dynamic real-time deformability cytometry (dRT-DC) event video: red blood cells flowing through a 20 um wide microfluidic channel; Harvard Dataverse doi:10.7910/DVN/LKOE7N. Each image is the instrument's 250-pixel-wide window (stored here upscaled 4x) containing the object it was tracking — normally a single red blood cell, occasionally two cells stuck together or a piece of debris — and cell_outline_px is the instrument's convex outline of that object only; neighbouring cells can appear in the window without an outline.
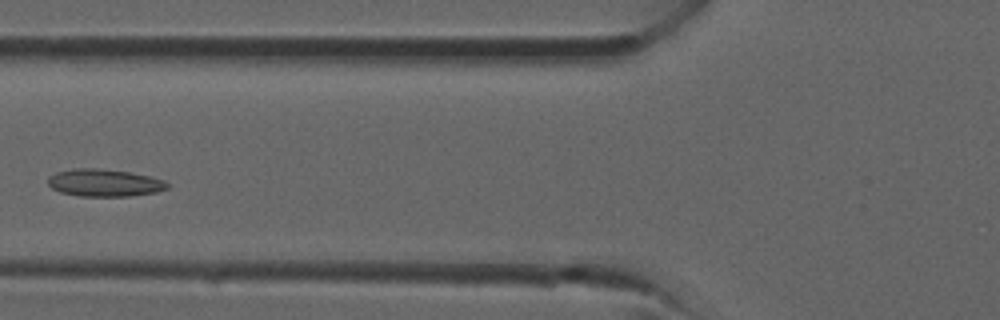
{"species": "common noctule bat (a hibernating species)", "species_latin": "Nyctalus noctula", "temperature_condition": "room temperature", "stored_images_in_passage": 4, "camera_frame_rate_fps": 3000, "um_per_image_px": 0.085, "animal": {"sex": "male", "forearm_length_mm": 52.5}, "frame": {"image": 1, "passage_image": 4, "time_ms": 1.0, "image_size_px": [1000, 320], "cell_outline_px": [[168, 188], [156, 192], [128, 196], [80, 196], [60, 192], [52, 188], [48, 184], [48, 176], [56, 172], [72, 168], [96, 168], [128, 172], [148, 176], [164, 180], [168, 184]], "centroid_in_image_um": [8.83, 15.53], "position_along_channel_um": 117.0, "area_um2": 18.96}}